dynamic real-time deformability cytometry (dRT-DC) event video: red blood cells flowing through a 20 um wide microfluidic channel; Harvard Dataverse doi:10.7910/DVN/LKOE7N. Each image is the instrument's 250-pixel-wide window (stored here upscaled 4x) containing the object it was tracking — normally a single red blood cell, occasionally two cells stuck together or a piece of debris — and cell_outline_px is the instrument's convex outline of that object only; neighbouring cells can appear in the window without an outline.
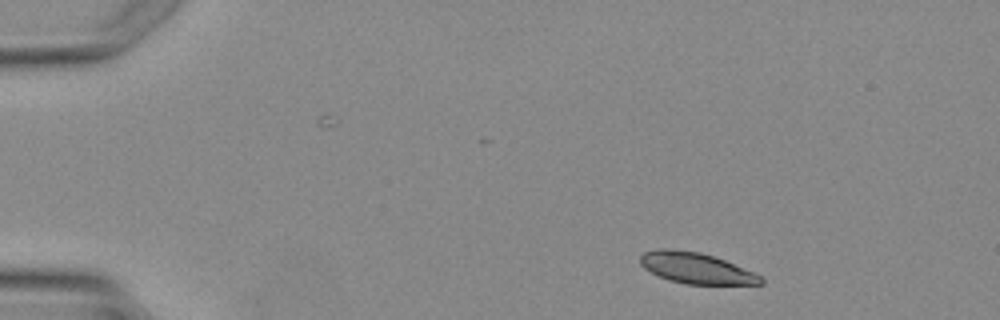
{"species": "Egyptian fruit bat (a non-hibernating species)", "species_latin": "Rousettus aegyptiacus", "temperature_condition": "warm", "stored_images_in_passage": 4, "camera_frame_rate_fps": 3000, "um_per_image_px": 0.085, "animal": {"sex": "female"}, "frame": {"image": 1, "passage_image": 1, "time_ms": 0.0, "image_size_px": [1000, 320], "cell_outline_px": [[764, 284], [688, 284], [672, 280], [660, 276], [644, 268], [640, 264], [640, 256], [644, 252], [656, 248], [672, 248], [700, 252], [724, 260], [752, 272], [760, 276], [764, 280]], "centroid_in_image_um": [59.13, 22.77], "position_along_channel_um": 25.9, "area_um2": 21.44}}
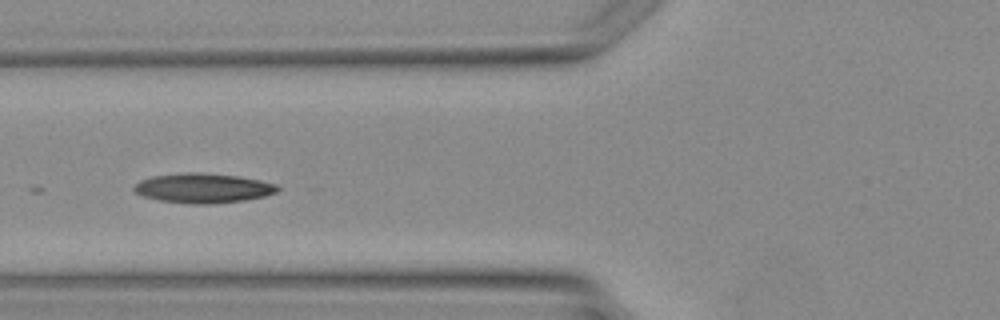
{"frame": {"image": 2, "passage_image": 4, "time_ms": 3.333, "image_size_px": [1000, 320], "cell_outline_px": [[280, 188], [276, 192], [264, 196], [244, 200], [212, 204], [192, 204], [160, 200], [144, 196], [136, 192], [132, 188], [140, 180], [152, 176], [188, 172], [196, 172], [236, 176], [260, 180], [276, 184]], "centroid_in_image_um": [17.26, 15.99], "position_along_channel_um": 108.5, "area_um2": 24.57}}